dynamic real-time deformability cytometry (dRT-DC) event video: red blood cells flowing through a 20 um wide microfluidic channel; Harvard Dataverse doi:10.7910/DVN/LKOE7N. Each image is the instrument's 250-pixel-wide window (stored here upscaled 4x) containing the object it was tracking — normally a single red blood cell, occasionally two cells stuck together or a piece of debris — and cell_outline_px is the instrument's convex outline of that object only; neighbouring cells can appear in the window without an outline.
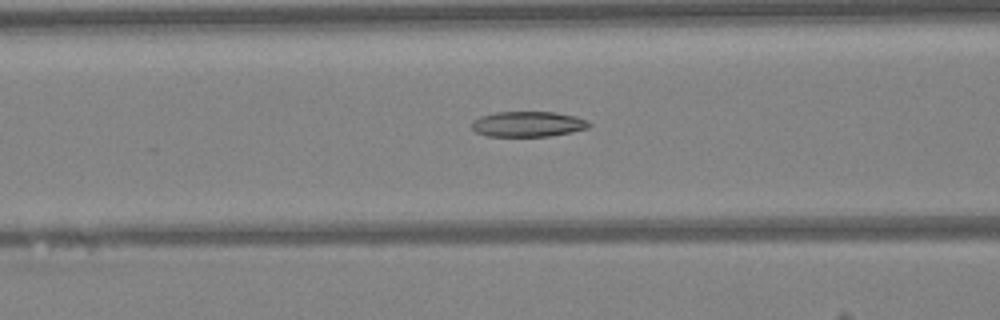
{"species": "Egyptian fruit bat (a non-hibernating species)", "species_latin": "Rousettus aegyptiacus", "temperature_condition": "warm", "stored_images_in_passage": 46, "camera_frame_rate_fps": 3000, "um_per_image_px": 0.085, "animal": {"sex": "female"}, "frame": {"image": 1, "passage_image": 18, "time_ms": 5.667, "image_size_px": [1000, 320], "cell_outline_px": [[592, 124], [588, 128], [572, 132], [548, 136], [488, 136], [476, 132], [472, 128], [472, 120], [480, 116], [496, 112], [556, 112], [576, 116], [588, 120]], "centroid_in_image_um": [44.9, 10.54], "position_along_channel_um": 121.7, "area_um2": 17.46}}
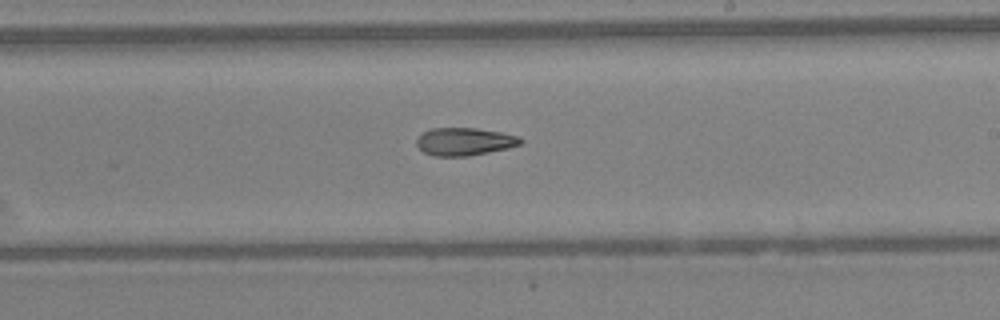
{"frame": {"image": 2, "passage_image": 27, "time_ms": 8.667, "image_size_px": [1000, 320], "cell_outline_px": [[524, 140], [520, 144], [508, 148], [468, 156], [432, 156], [424, 152], [416, 144], [416, 140], [424, 132], [432, 128], [476, 128], [500, 132], [516, 136]], "centroid_in_image_um": [39.47, 12.04], "position_along_channel_um": 249.5, "area_um2": 16.65}}
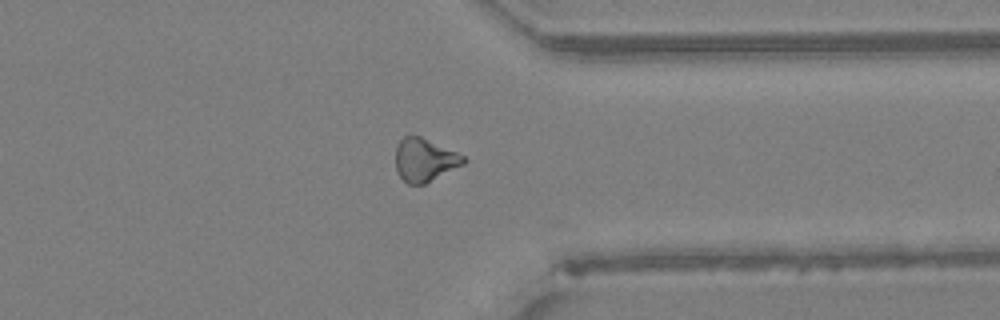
{"frame": {"image": 3, "passage_image": 36, "time_ms": 11.667, "image_size_px": [1000, 320], "cell_outline_px": [[468, 160], [464, 164], [424, 184], [408, 184], [400, 176], [396, 168], [396, 148], [400, 140], [404, 136], [420, 136], [456, 152], [464, 156]], "centroid_in_image_um": [36.1, 13.6], "position_along_channel_um": 375.3, "area_um2": 16.82}, "authors_computed_cell_mechanics": {"area_um2": 17.5423, "velocity_mm_per_s": 4.2975, "shape_relaxation_time_tau1_ms": null, "shape_relaxation_time_tau2_ms": 8.3832, "deformation_change_tau1": null, "deformation_change_tau2": 0.202}}